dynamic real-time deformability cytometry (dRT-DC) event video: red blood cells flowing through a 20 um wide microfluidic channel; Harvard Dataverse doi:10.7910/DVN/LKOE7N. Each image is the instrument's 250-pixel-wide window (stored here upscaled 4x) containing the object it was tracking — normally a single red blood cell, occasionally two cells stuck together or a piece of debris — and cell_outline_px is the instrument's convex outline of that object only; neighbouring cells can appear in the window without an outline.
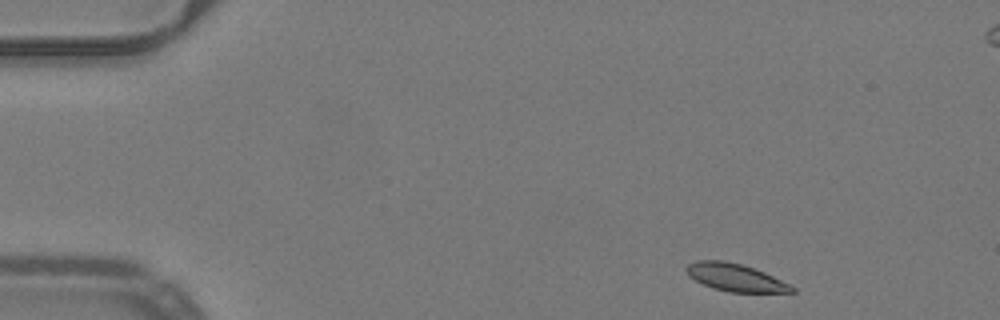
{"species": "common noctule bat (a hibernating species)", "species_latin": "Nyctalus noctula", "temperature_condition": "warm", "stored_images_in_passage": 11, "camera_frame_rate_fps": 3000, "um_per_image_px": 0.085, "animal": {"sex": "male", "body_mass_g": 19.2, "forearm_length_mm": 51.8}, "frame": {"image": 1, "passage_image": 1, "time_ms": 0.0, "image_size_px": [1000, 320], "cell_outline_px": [[796, 292], [728, 292], [712, 288], [688, 276], [684, 268], [688, 264], [696, 260], [724, 260], [740, 264], [764, 272], [792, 284], [796, 288]], "centroid_in_image_um": [62.51, 23.59], "position_along_channel_um": 22.5, "area_um2": 17.05}}
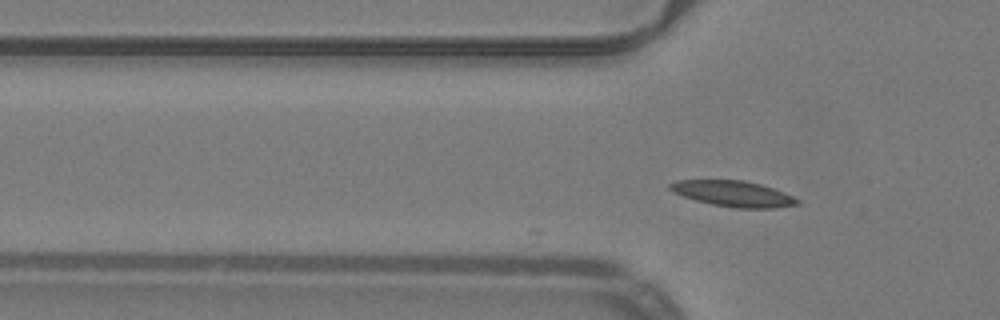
{"frame": {"image": 2, "passage_image": 11, "time_ms": 3.333, "image_size_px": [1000, 320], "cell_outline_px": [[800, 204], [776, 208], [732, 208], [712, 204], [696, 200], [672, 192], [668, 188], [668, 184], [676, 180], [744, 180], [760, 184], [784, 192], [800, 200]], "centroid_in_image_um": [62.32, 16.46], "position_along_channel_um": 63.5, "area_um2": 19.19}}